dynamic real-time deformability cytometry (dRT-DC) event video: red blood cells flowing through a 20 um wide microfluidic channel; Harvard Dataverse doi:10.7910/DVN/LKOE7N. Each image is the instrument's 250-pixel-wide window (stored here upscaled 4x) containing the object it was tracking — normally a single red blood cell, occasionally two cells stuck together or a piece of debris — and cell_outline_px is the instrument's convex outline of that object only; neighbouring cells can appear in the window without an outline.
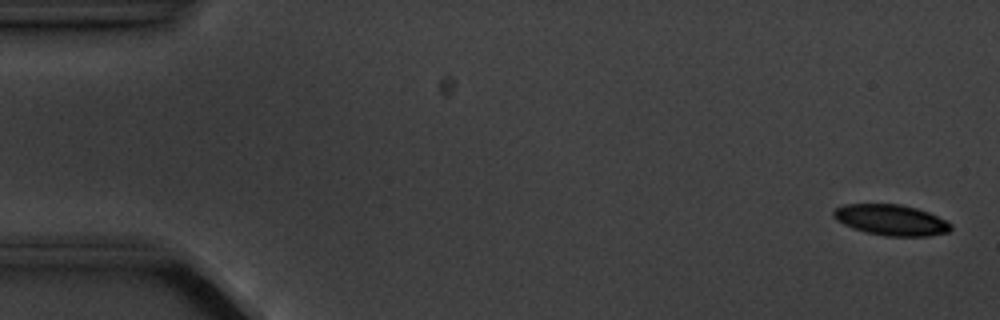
{"species": "common noctule bat (a hibernating species)", "species_latin": "Nyctalus noctula", "temperature_condition": "cold", "stored_images_in_passage": 4, "camera_frame_rate_fps": 3000, "um_per_image_px": 0.085, "animal": {"sex": "male", "body_mass_g": 20.1, "forearm_length_mm": 53.5}, "frame": {"image": 1, "passage_image": 1, "time_ms": 0.0, "image_size_px": [1000, 320], "cell_outline_px": [[952, 228], [948, 232], [928, 236], [884, 236], [852, 228], [836, 220], [832, 216], [832, 212], [836, 208], [844, 204], [900, 204], [916, 208], [928, 212], [952, 224]], "centroid_in_image_um": [75.72, 18.7], "position_along_channel_um": 9.3, "area_um2": 20.98}}